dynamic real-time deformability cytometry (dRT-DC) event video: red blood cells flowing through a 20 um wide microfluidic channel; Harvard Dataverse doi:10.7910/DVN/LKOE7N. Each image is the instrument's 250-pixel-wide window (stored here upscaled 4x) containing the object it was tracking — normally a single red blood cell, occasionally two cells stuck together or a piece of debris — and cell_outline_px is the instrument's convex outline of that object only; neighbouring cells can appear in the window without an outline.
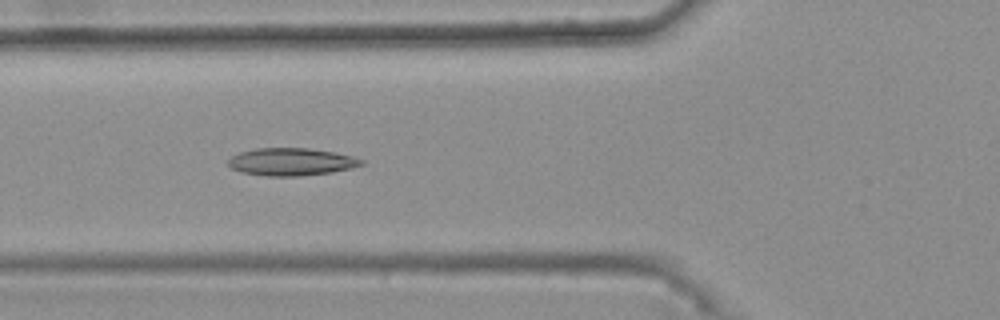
{"species": "common noctule bat (a hibernating species)", "species_latin": "Nyctalus noctula", "temperature_condition": "warm", "stored_images_in_passage": 46, "camera_frame_rate_fps": 3000, "um_per_image_px": 0.085, "animal": {"sex": "female", "body_mass_g": 25.1}, "frame": {"image": 1, "passage_image": 19, "time_ms": 6.0, "image_size_px": [1000, 320], "cell_outline_px": [[364, 164], [352, 168], [332, 172], [300, 176], [268, 176], [240, 172], [232, 168], [228, 164], [228, 160], [232, 156], [240, 152], [256, 148], [308, 148], [332, 152], [352, 156], [364, 160]], "centroid_in_image_um": [24.76, 13.76], "position_along_channel_um": 101.0, "area_um2": 21.33}}
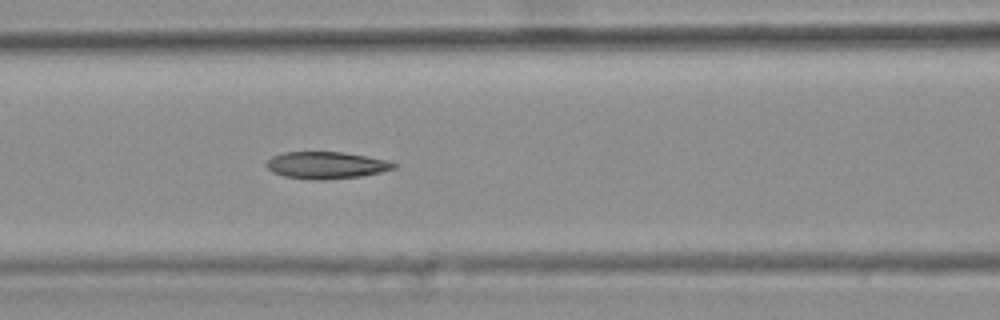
{"frame": {"image": 2, "passage_image": 22, "time_ms": 7.0, "image_size_px": [1000, 320], "cell_outline_px": [[396, 168], [380, 172], [360, 176], [320, 180], [312, 180], [284, 176], [272, 172], [264, 164], [272, 156], [284, 152], [340, 152], [364, 156], [384, 160], [396, 164]], "centroid_in_image_um": [27.66, 14.05], "position_along_channel_um": 138.9, "area_um2": 19.77}}
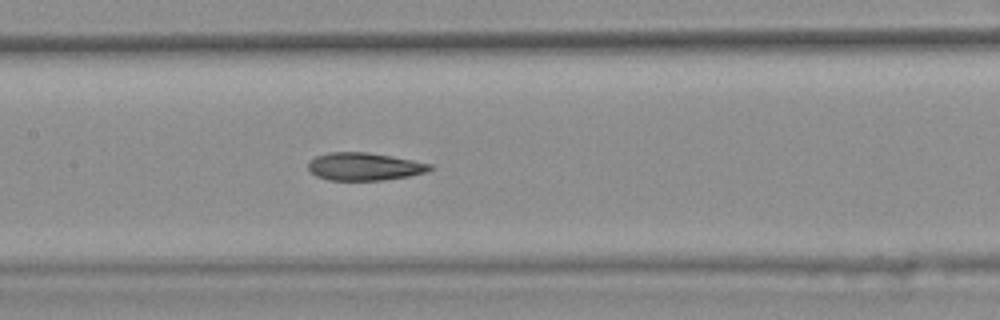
{"frame": {"image": 3, "passage_image": 25, "time_ms": 8.0, "image_size_px": [1000, 320], "cell_outline_px": [[432, 168], [424, 172], [408, 176], [380, 180], [328, 180], [316, 176], [308, 168], [308, 164], [316, 156], [328, 152], [368, 152], [392, 156], [432, 164]], "centroid_in_image_um": [30.94, 14.15], "position_along_channel_um": 176.5, "area_um2": 19.48}, "authors_computed_cell_mechanics": {"area_um2": 20.4323, "velocity_mm_per_s": 3.7636, "shape_relaxation_time_tau1_ms": null, "shape_relaxation_time_tau2_ms": 2.9232, "deformation_change_tau1": null, "deformation_change_tau2": 0.1009}}